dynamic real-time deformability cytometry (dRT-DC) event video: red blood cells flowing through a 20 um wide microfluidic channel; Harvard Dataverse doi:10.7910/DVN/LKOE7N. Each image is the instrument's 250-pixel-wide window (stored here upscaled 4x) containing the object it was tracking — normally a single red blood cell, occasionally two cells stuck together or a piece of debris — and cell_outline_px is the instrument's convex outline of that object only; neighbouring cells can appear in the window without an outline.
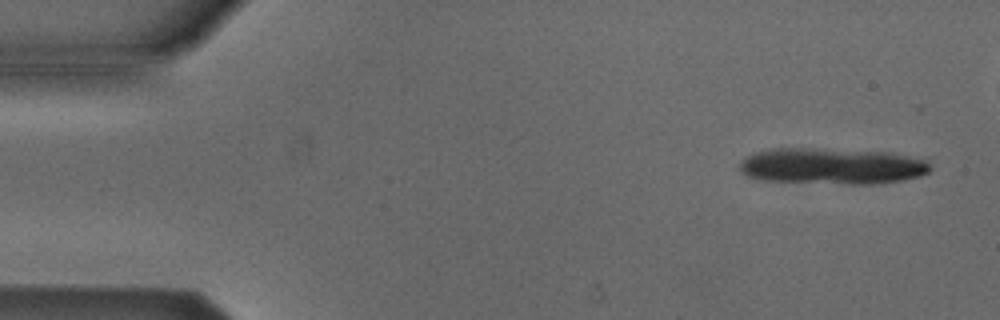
{"species": "Egyptian fruit bat (a non-hibernating species)", "species_latin": "Rousettus aegyptiacus", "temperature_condition": "cold", "stored_images_in_passage": 7, "camera_frame_rate_fps": 3000, "um_per_image_px": 0.085, "animal": {"sex": "male"}, "frame": {"image": 1, "passage_image": 1, "time_ms": 0.0, "image_size_px": [1000, 320], "cell_outline_px": [[932, 168], [928, 172], [920, 176], [880, 184], [848, 184], [764, 180], [748, 176], [740, 172], [740, 160], [756, 152], [772, 148], [800, 148], [892, 152], [928, 160]], "centroid_in_image_um": [70.75, 14.12], "position_along_channel_um": 14.2, "area_um2": 40.29}}
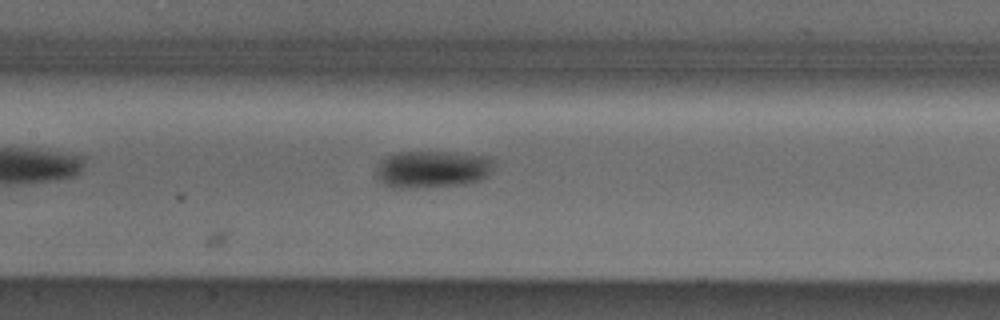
{"frame": {"image": 2, "passage_image": 7, "time_ms": 7.333, "image_size_px": [1000, 320], "cell_outline_px": [[492, 164], [488, 172], [480, 180], [464, 184], [424, 188], [392, 188], [376, 180], [376, 168], [380, 160], [384, 156], [396, 152], [452, 152], [484, 156], [492, 160]], "centroid_in_image_um": [36.62, 14.39], "position_along_channel_um": 170.8, "area_um2": 25.66}}